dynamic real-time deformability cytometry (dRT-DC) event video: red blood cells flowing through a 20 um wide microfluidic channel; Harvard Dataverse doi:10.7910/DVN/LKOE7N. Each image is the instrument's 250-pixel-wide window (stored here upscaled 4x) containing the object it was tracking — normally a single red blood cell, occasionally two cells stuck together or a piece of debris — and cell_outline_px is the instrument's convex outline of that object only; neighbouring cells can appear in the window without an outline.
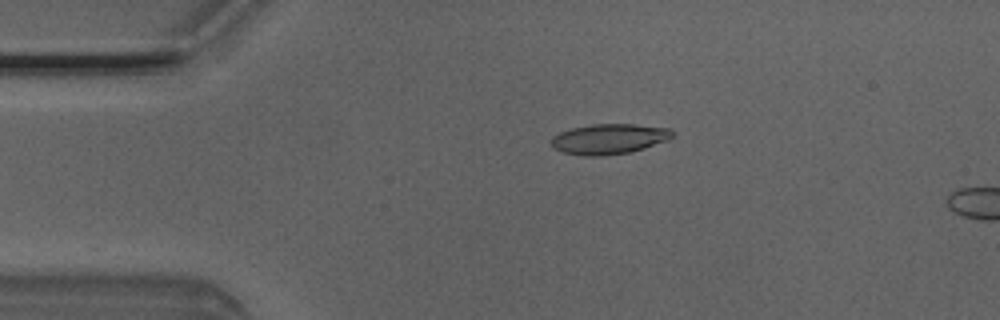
{"species": "Egyptian fruit bat (a non-hibernating species)", "species_latin": "Rousettus aegyptiacus", "temperature_condition": "room temperature", "stored_images_in_passage": 4, "camera_frame_rate_fps": 3000, "um_per_image_px": 0.085, "animal": {"sex": "male"}, "frame": {"image": 1, "passage_image": 3, "time_ms": 0.667, "image_size_px": [1000, 320], "cell_outline_px": [[672, 136], [668, 140], [632, 152], [600, 156], [584, 156], [564, 152], [552, 148], [552, 136], [560, 132], [572, 128], [592, 124], [632, 124], [672, 128]], "centroid_in_image_um": [51.77, 11.81], "position_along_channel_um": 33.2, "area_um2": 21.39}}